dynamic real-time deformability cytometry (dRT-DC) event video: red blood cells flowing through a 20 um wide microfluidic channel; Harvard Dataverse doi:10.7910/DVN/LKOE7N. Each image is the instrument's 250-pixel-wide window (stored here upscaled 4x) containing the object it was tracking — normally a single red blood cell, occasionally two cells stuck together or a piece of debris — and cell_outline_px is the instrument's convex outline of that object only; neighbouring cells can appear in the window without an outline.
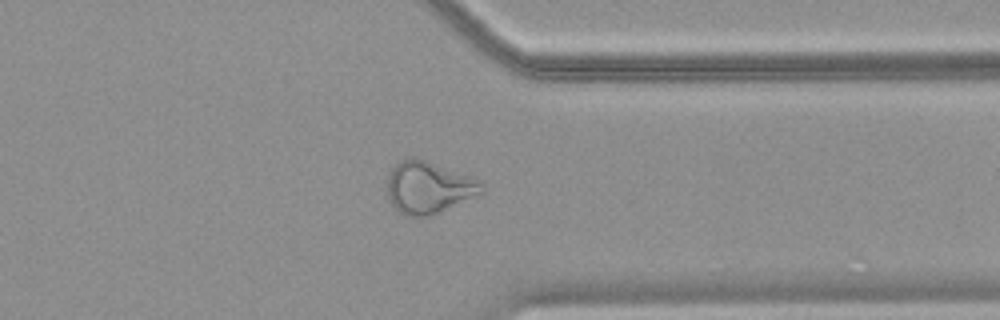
{"species": "common noctule bat (a hibernating species)", "species_latin": "Nyctalus noctula", "temperature_condition": "warm", "stored_images_in_passage": 39, "camera_frame_rate_fps": 3000, "um_per_image_px": 0.085, "animal": {"sex": "female", "body_mass_g": 18.4}, "frame": {"image": 1, "passage_image": 29, "time_ms": 9.333, "image_size_px": [1000, 320], "cell_outline_px": [[484, 192], [436, 212], [424, 216], [404, 216], [392, 204], [388, 196], [388, 176], [392, 168], [400, 160], [408, 156], [412, 156], [484, 180]], "centroid_in_image_um": [36.44, 15.89], "position_along_channel_um": 375.0, "area_um2": 28.32}}
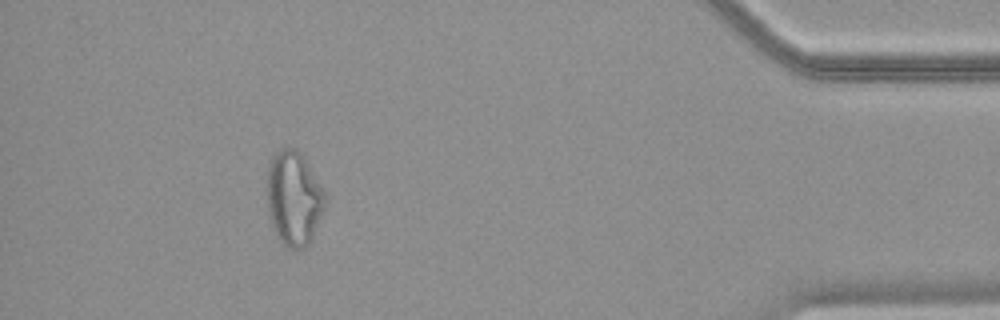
{"frame": {"image": 2, "passage_image": 35, "time_ms": 11.333, "image_size_px": [1000, 320], "cell_outline_px": [[324, 208], [312, 236], [308, 244], [304, 248], [288, 248], [280, 240], [272, 224], [268, 208], [268, 164], [272, 156], [280, 148], [296, 148], [300, 152], [320, 184], [324, 192]], "centroid_in_image_um": [24.96, 16.83], "position_along_channel_um": 410.2, "area_um2": 31.15}}